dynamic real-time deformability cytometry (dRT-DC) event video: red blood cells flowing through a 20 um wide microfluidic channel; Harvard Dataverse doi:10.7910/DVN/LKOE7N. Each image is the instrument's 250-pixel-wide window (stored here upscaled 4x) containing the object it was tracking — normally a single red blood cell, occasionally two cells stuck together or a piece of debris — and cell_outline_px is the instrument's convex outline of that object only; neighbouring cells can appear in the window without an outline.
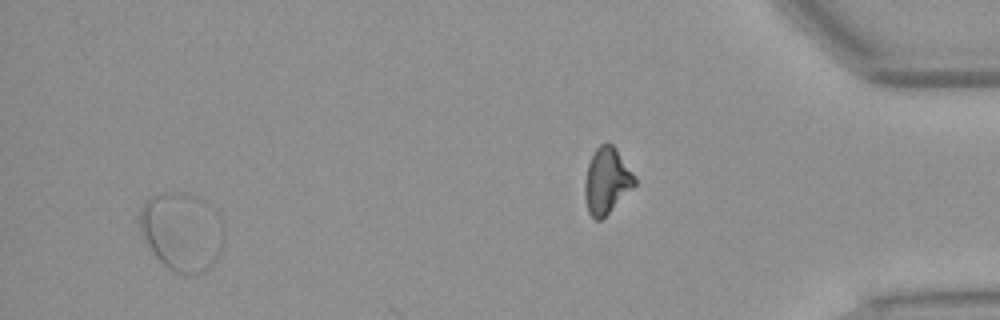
{"species": "Egyptian fruit bat (a non-hibernating species)", "species_latin": "Rousettus aegyptiacus", "temperature_condition": "warm", "stored_images_in_passage": 32, "segment_of_instrument_passage": [2, 3], "camera_frame_rate_fps": 3000, "um_per_image_px": 0.085, "animal": {"sex": "female"}, "frame": {"image": 1, "passage_image": 29, "time_ms": 9.333, "image_size_px": [1000, 320], "cell_outline_px": [[224, 244], [216, 260], [204, 272], [188, 276], [176, 272], [168, 268], [156, 256], [148, 244], [140, 228], [140, 208], [152, 196], [172, 192], [188, 192], [204, 200], [216, 208], [220, 216], [224, 228]], "centroid_in_image_um": [15.53, 19.68], "position_along_channel_um": 419.7, "area_um2": 38.84}}